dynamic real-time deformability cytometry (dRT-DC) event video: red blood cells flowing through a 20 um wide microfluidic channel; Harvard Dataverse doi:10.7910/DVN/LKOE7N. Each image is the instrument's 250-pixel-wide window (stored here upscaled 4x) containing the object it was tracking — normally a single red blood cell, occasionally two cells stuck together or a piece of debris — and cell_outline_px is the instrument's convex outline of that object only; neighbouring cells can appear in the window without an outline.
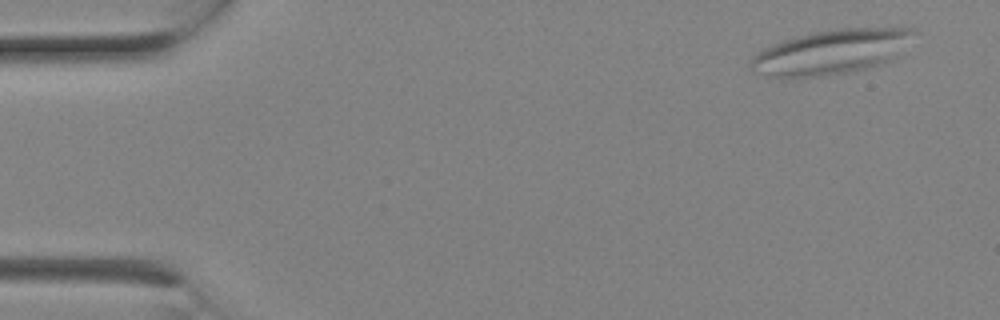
{"species": "Egyptian fruit bat (a non-hibernating species)", "species_latin": "Rousettus aegyptiacus", "temperature_condition": "room temperature", "stored_images_in_passage": 3, "camera_frame_rate_fps": 3000, "um_per_image_px": 0.085, "animal": {"sex": "female"}, "frame": {"image": 1, "passage_image": 1, "time_ms": 0.0, "image_size_px": [1000, 320], "cell_outline_px": [[920, 32], [888, 64], [828, 76], [776, 76], [752, 68], [752, 56], [764, 48], [788, 40], [816, 32], [840, 28], [916, 28]], "centroid_in_image_um": [70.86, 4.4], "position_along_channel_um": 14.1, "area_um2": 41.62}}